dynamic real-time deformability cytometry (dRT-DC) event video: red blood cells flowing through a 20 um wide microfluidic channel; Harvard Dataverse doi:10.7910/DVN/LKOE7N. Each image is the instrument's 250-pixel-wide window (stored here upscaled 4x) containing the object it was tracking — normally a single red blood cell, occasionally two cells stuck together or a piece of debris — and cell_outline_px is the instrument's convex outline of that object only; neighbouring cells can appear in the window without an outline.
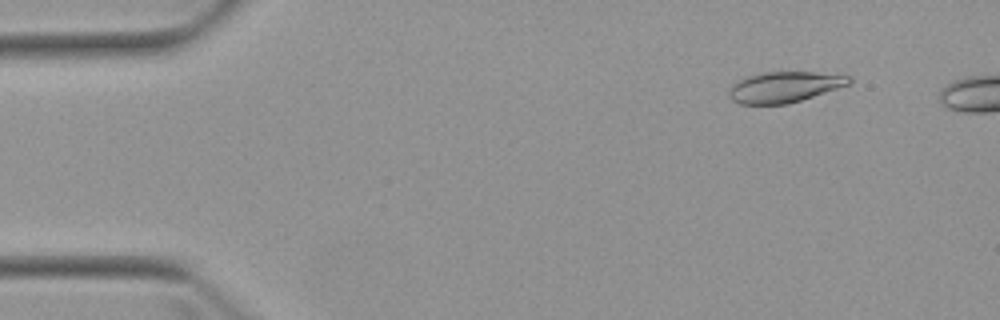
{"species": "Egyptian fruit bat (a non-hibernating species)", "species_latin": "Rousettus aegyptiacus", "temperature_condition": "warm", "stored_images_in_passage": 5, "camera_frame_rate_fps": 3000, "um_per_image_px": 0.085, "animal": {"sex": "female"}, "frame": {"image": 1, "passage_image": 2, "time_ms": 1.0, "image_size_px": [1000, 320], "cell_outline_px": [[852, 84], [788, 104], [740, 104], [732, 100], [728, 96], [728, 92], [732, 84], [736, 80], [744, 76], [764, 72], [816, 72], [852, 76]], "centroid_in_image_um": [66.67, 7.39], "position_along_channel_um": 18.3, "area_um2": 21.85}}